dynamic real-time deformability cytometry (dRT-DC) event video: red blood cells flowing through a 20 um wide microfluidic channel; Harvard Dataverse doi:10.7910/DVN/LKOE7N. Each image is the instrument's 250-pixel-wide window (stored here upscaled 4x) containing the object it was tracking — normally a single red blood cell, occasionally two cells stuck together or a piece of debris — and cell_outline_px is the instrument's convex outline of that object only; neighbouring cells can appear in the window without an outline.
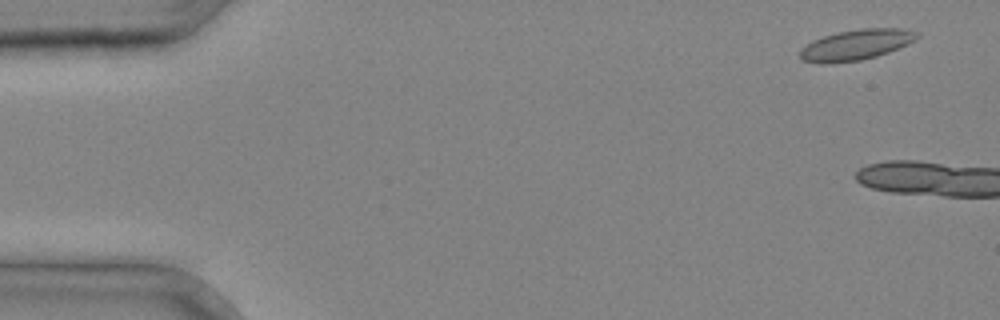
{"species": "common noctule bat (a hibernating species)", "species_latin": "Nyctalus noctula", "temperature_condition": "cold", "stored_images_in_passage": 4, "camera_frame_rate_fps": 3000, "um_per_image_px": 0.085, "animal": {"sex": "male", "body_mass_g": 20.4}, "frame": {"image": 1, "passage_image": 2, "time_ms": 0.333, "image_size_px": [1000, 320], "cell_outline_px": [[920, 36], [916, 40], [908, 44], [888, 52], [876, 56], [860, 60], [828, 64], [820, 64], [800, 60], [800, 48], [812, 40], [824, 36], [840, 32], [864, 28], [900, 28], [920, 32]], "centroid_in_image_um": [72.76, 3.81], "position_along_channel_um": 12.2, "area_um2": 20.98}}